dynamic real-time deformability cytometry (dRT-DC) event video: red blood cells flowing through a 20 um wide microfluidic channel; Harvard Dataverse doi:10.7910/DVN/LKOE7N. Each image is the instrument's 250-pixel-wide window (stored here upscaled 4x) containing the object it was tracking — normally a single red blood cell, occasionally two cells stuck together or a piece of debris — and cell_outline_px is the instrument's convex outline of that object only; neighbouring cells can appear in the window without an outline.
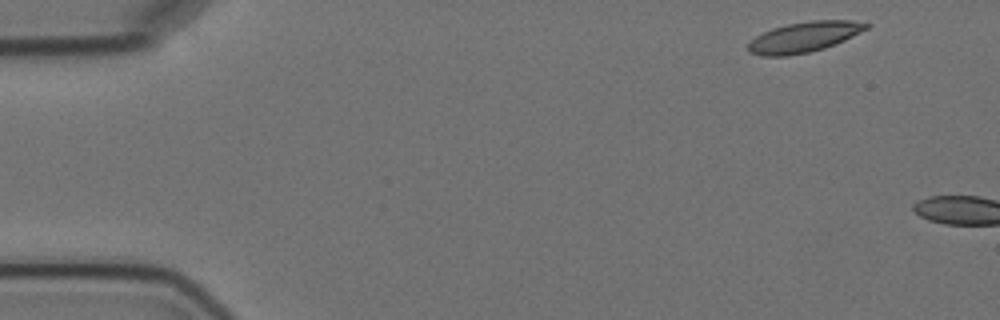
{"species": "Egyptian fruit bat (a non-hibernating species)", "species_latin": "Rousettus aegyptiacus", "temperature_condition": "cold", "stored_images_in_passage": 2, "camera_frame_rate_fps": 3000, "um_per_image_px": 0.085, "animal": {"sex": "female"}, "frame": {"image": 1, "passage_image": 1, "time_ms": 0.0, "image_size_px": [1000, 320], "cell_outline_px": [[872, 24], [868, 28], [844, 40], [824, 48], [808, 52], [788, 56], [764, 56], [748, 52], [748, 44], [756, 36], [772, 28], [788, 24], [812, 20], [852, 20]], "centroid_in_image_um": [68.35, 3.14], "position_along_channel_um": 16.6, "area_um2": 20.75}}